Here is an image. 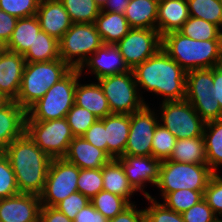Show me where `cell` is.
<instances>
[{"mask_svg": "<svg viewBox=\"0 0 222 222\" xmlns=\"http://www.w3.org/2000/svg\"><path fill=\"white\" fill-rule=\"evenodd\" d=\"M168 160L192 164H207L203 136L177 139Z\"/></svg>", "mask_w": 222, "mask_h": 222, "instance_id": "83f0119b", "label": "cell"}, {"mask_svg": "<svg viewBox=\"0 0 222 222\" xmlns=\"http://www.w3.org/2000/svg\"><path fill=\"white\" fill-rule=\"evenodd\" d=\"M41 31L37 16L18 18L12 37L5 45L6 49L24 55L33 45L36 35Z\"/></svg>", "mask_w": 222, "mask_h": 222, "instance_id": "484cf974", "label": "cell"}, {"mask_svg": "<svg viewBox=\"0 0 222 222\" xmlns=\"http://www.w3.org/2000/svg\"><path fill=\"white\" fill-rule=\"evenodd\" d=\"M39 222H73L61 211L53 206L41 205Z\"/></svg>", "mask_w": 222, "mask_h": 222, "instance_id": "f907efd6", "label": "cell"}, {"mask_svg": "<svg viewBox=\"0 0 222 222\" xmlns=\"http://www.w3.org/2000/svg\"><path fill=\"white\" fill-rule=\"evenodd\" d=\"M213 98H215L222 110V67H213V88H212Z\"/></svg>", "mask_w": 222, "mask_h": 222, "instance_id": "f5cc1de1", "label": "cell"}, {"mask_svg": "<svg viewBox=\"0 0 222 222\" xmlns=\"http://www.w3.org/2000/svg\"><path fill=\"white\" fill-rule=\"evenodd\" d=\"M130 0H107L101 11L116 12L124 14Z\"/></svg>", "mask_w": 222, "mask_h": 222, "instance_id": "db71d44e", "label": "cell"}, {"mask_svg": "<svg viewBox=\"0 0 222 222\" xmlns=\"http://www.w3.org/2000/svg\"><path fill=\"white\" fill-rule=\"evenodd\" d=\"M142 222H149V221H148L147 219L144 218Z\"/></svg>", "mask_w": 222, "mask_h": 222, "instance_id": "91938a15", "label": "cell"}, {"mask_svg": "<svg viewBox=\"0 0 222 222\" xmlns=\"http://www.w3.org/2000/svg\"><path fill=\"white\" fill-rule=\"evenodd\" d=\"M132 72L138 89L162 96V102L179 101L186 97L187 72L163 48Z\"/></svg>", "mask_w": 222, "mask_h": 222, "instance_id": "6da1fadb", "label": "cell"}, {"mask_svg": "<svg viewBox=\"0 0 222 222\" xmlns=\"http://www.w3.org/2000/svg\"><path fill=\"white\" fill-rule=\"evenodd\" d=\"M40 0H0V9L17 18L32 17L37 14Z\"/></svg>", "mask_w": 222, "mask_h": 222, "instance_id": "b9f144b4", "label": "cell"}, {"mask_svg": "<svg viewBox=\"0 0 222 222\" xmlns=\"http://www.w3.org/2000/svg\"><path fill=\"white\" fill-rule=\"evenodd\" d=\"M73 23H95L101 9L94 0H60Z\"/></svg>", "mask_w": 222, "mask_h": 222, "instance_id": "836d02e7", "label": "cell"}, {"mask_svg": "<svg viewBox=\"0 0 222 222\" xmlns=\"http://www.w3.org/2000/svg\"><path fill=\"white\" fill-rule=\"evenodd\" d=\"M5 99L0 95V104L3 103Z\"/></svg>", "mask_w": 222, "mask_h": 222, "instance_id": "680465c9", "label": "cell"}, {"mask_svg": "<svg viewBox=\"0 0 222 222\" xmlns=\"http://www.w3.org/2000/svg\"><path fill=\"white\" fill-rule=\"evenodd\" d=\"M25 132L51 159L64 158L68 152L70 142L75 137L66 118L48 121H26Z\"/></svg>", "mask_w": 222, "mask_h": 222, "instance_id": "9c48e42d", "label": "cell"}, {"mask_svg": "<svg viewBox=\"0 0 222 222\" xmlns=\"http://www.w3.org/2000/svg\"><path fill=\"white\" fill-rule=\"evenodd\" d=\"M115 46L133 70L162 48V36L157 29L132 28Z\"/></svg>", "mask_w": 222, "mask_h": 222, "instance_id": "7c38bea8", "label": "cell"}, {"mask_svg": "<svg viewBox=\"0 0 222 222\" xmlns=\"http://www.w3.org/2000/svg\"><path fill=\"white\" fill-rule=\"evenodd\" d=\"M186 100L194 107L195 111L205 123L222 119V110L219 102L215 98Z\"/></svg>", "mask_w": 222, "mask_h": 222, "instance_id": "7bdbcfd3", "label": "cell"}, {"mask_svg": "<svg viewBox=\"0 0 222 222\" xmlns=\"http://www.w3.org/2000/svg\"><path fill=\"white\" fill-rule=\"evenodd\" d=\"M64 158L80 169L102 168L111 160L103 150L93 146L82 136L73 138Z\"/></svg>", "mask_w": 222, "mask_h": 222, "instance_id": "44dd1931", "label": "cell"}, {"mask_svg": "<svg viewBox=\"0 0 222 222\" xmlns=\"http://www.w3.org/2000/svg\"><path fill=\"white\" fill-rule=\"evenodd\" d=\"M25 64L23 55L7 49L0 57V95L5 100L18 97Z\"/></svg>", "mask_w": 222, "mask_h": 222, "instance_id": "ac0fdd59", "label": "cell"}, {"mask_svg": "<svg viewBox=\"0 0 222 222\" xmlns=\"http://www.w3.org/2000/svg\"><path fill=\"white\" fill-rule=\"evenodd\" d=\"M213 68L193 69L186 73L185 99L213 98Z\"/></svg>", "mask_w": 222, "mask_h": 222, "instance_id": "4dcf8cb0", "label": "cell"}, {"mask_svg": "<svg viewBox=\"0 0 222 222\" xmlns=\"http://www.w3.org/2000/svg\"><path fill=\"white\" fill-rule=\"evenodd\" d=\"M145 218L144 209L137 210L132 203L108 222H142Z\"/></svg>", "mask_w": 222, "mask_h": 222, "instance_id": "681fc988", "label": "cell"}, {"mask_svg": "<svg viewBox=\"0 0 222 222\" xmlns=\"http://www.w3.org/2000/svg\"><path fill=\"white\" fill-rule=\"evenodd\" d=\"M148 105L130 114V130L124 155L152 156V138L160 121L159 115Z\"/></svg>", "mask_w": 222, "mask_h": 222, "instance_id": "4fadbf2b", "label": "cell"}, {"mask_svg": "<svg viewBox=\"0 0 222 222\" xmlns=\"http://www.w3.org/2000/svg\"><path fill=\"white\" fill-rule=\"evenodd\" d=\"M82 137L107 154L106 129L104 123L100 119L93 123Z\"/></svg>", "mask_w": 222, "mask_h": 222, "instance_id": "7dc6e473", "label": "cell"}, {"mask_svg": "<svg viewBox=\"0 0 222 222\" xmlns=\"http://www.w3.org/2000/svg\"><path fill=\"white\" fill-rule=\"evenodd\" d=\"M219 66L222 67V45H221V54H220Z\"/></svg>", "mask_w": 222, "mask_h": 222, "instance_id": "6f0895ef", "label": "cell"}, {"mask_svg": "<svg viewBox=\"0 0 222 222\" xmlns=\"http://www.w3.org/2000/svg\"><path fill=\"white\" fill-rule=\"evenodd\" d=\"M189 17L187 0H159L156 29L161 36L178 31Z\"/></svg>", "mask_w": 222, "mask_h": 222, "instance_id": "7402d4cb", "label": "cell"}, {"mask_svg": "<svg viewBox=\"0 0 222 222\" xmlns=\"http://www.w3.org/2000/svg\"><path fill=\"white\" fill-rule=\"evenodd\" d=\"M151 205L144 209L145 219L149 222H184L181 213L168 209L155 200L154 197H146Z\"/></svg>", "mask_w": 222, "mask_h": 222, "instance_id": "60d3db41", "label": "cell"}, {"mask_svg": "<svg viewBox=\"0 0 222 222\" xmlns=\"http://www.w3.org/2000/svg\"><path fill=\"white\" fill-rule=\"evenodd\" d=\"M77 190L90 200L103 190L102 168L80 169Z\"/></svg>", "mask_w": 222, "mask_h": 222, "instance_id": "f35d334b", "label": "cell"}, {"mask_svg": "<svg viewBox=\"0 0 222 222\" xmlns=\"http://www.w3.org/2000/svg\"><path fill=\"white\" fill-rule=\"evenodd\" d=\"M88 204H90V199L77 191L59 202L55 208L73 221L78 212Z\"/></svg>", "mask_w": 222, "mask_h": 222, "instance_id": "bcb514c9", "label": "cell"}, {"mask_svg": "<svg viewBox=\"0 0 222 222\" xmlns=\"http://www.w3.org/2000/svg\"><path fill=\"white\" fill-rule=\"evenodd\" d=\"M95 26L104 44H116L132 29L124 14L100 11Z\"/></svg>", "mask_w": 222, "mask_h": 222, "instance_id": "cb8c5ba5", "label": "cell"}, {"mask_svg": "<svg viewBox=\"0 0 222 222\" xmlns=\"http://www.w3.org/2000/svg\"><path fill=\"white\" fill-rule=\"evenodd\" d=\"M203 198L211 207L214 214L222 217V177L214 173L210 178L206 189L204 190ZM218 213V214H217Z\"/></svg>", "mask_w": 222, "mask_h": 222, "instance_id": "ee69618b", "label": "cell"}, {"mask_svg": "<svg viewBox=\"0 0 222 222\" xmlns=\"http://www.w3.org/2000/svg\"><path fill=\"white\" fill-rule=\"evenodd\" d=\"M222 40H193L179 31L162 36L163 50L186 72L219 66Z\"/></svg>", "mask_w": 222, "mask_h": 222, "instance_id": "3957f363", "label": "cell"}, {"mask_svg": "<svg viewBox=\"0 0 222 222\" xmlns=\"http://www.w3.org/2000/svg\"><path fill=\"white\" fill-rule=\"evenodd\" d=\"M97 82L103 90L112 114L130 115L146 105L132 70L100 78Z\"/></svg>", "mask_w": 222, "mask_h": 222, "instance_id": "ba28073f", "label": "cell"}, {"mask_svg": "<svg viewBox=\"0 0 222 222\" xmlns=\"http://www.w3.org/2000/svg\"><path fill=\"white\" fill-rule=\"evenodd\" d=\"M124 170V173L132 187L138 192H143V196L151 195L144 191L145 184L151 183L156 187L159 180V169L161 161L153 156H129L123 155L116 159Z\"/></svg>", "mask_w": 222, "mask_h": 222, "instance_id": "5bb4252c", "label": "cell"}, {"mask_svg": "<svg viewBox=\"0 0 222 222\" xmlns=\"http://www.w3.org/2000/svg\"><path fill=\"white\" fill-rule=\"evenodd\" d=\"M103 190L125 198L130 204L131 195L137 192L129 183L122 165L116 160L111 159L102 167Z\"/></svg>", "mask_w": 222, "mask_h": 222, "instance_id": "4316f807", "label": "cell"}, {"mask_svg": "<svg viewBox=\"0 0 222 222\" xmlns=\"http://www.w3.org/2000/svg\"><path fill=\"white\" fill-rule=\"evenodd\" d=\"M100 120L106 129L107 155L111 159L122 157L129 136L130 115L110 114Z\"/></svg>", "mask_w": 222, "mask_h": 222, "instance_id": "ffe728a7", "label": "cell"}, {"mask_svg": "<svg viewBox=\"0 0 222 222\" xmlns=\"http://www.w3.org/2000/svg\"><path fill=\"white\" fill-rule=\"evenodd\" d=\"M18 18L0 9V43L7 44L11 39Z\"/></svg>", "mask_w": 222, "mask_h": 222, "instance_id": "c3c4849f", "label": "cell"}, {"mask_svg": "<svg viewBox=\"0 0 222 222\" xmlns=\"http://www.w3.org/2000/svg\"><path fill=\"white\" fill-rule=\"evenodd\" d=\"M203 138L207 165L214 173H217L216 170L222 165V119L207 122Z\"/></svg>", "mask_w": 222, "mask_h": 222, "instance_id": "f1b7e54d", "label": "cell"}, {"mask_svg": "<svg viewBox=\"0 0 222 222\" xmlns=\"http://www.w3.org/2000/svg\"><path fill=\"white\" fill-rule=\"evenodd\" d=\"M65 118L75 137L82 136L99 119L96 115L75 103Z\"/></svg>", "mask_w": 222, "mask_h": 222, "instance_id": "74e56055", "label": "cell"}, {"mask_svg": "<svg viewBox=\"0 0 222 222\" xmlns=\"http://www.w3.org/2000/svg\"><path fill=\"white\" fill-rule=\"evenodd\" d=\"M161 103L160 124L177 139L203 136L206 123L186 99Z\"/></svg>", "mask_w": 222, "mask_h": 222, "instance_id": "30bf717a", "label": "cell"}, {"mask_svg": "<svg viewBox=\"0 0 222 222\" xmlns=\"http://www.w3.org/2000/svg\"><path fill=\"white\" fill-rule=\"evenodd\" d=\"M94 2L102 10L103 7L105 6L107 0H94Z\"/></svg>", "mask_w": 222, "mask_h": 222, "instance_id": "11a10c76", "label": "cell"}, {"mask_svg": "<svg viewBox=\"0 0 222 222\" xmlns=\"http://www.w3.org/2000/svg\"><path fill=\"white\" fill-rule=\"evenodd\" d=\"M159 0H130L124 16L131 28L156 29Z\"/></svg>", "mask_w": 222, "mask_h": 222, "instance_id": "d4e9b609", "label": "cell"}, {"mask_svg": "<svg viewBox=\"0 0 222 222\" xmlns=\"http://www.w3.org/2000/svg\"><path fill=\"white\" fill-rule=\"evenodd\" d=\"M40 196L29 193L0 199V222H39Z\"/></svg>", "mask_w": 222, "mask_h": 222, "instance_id": "9a60e30c", "label": "cell"}, {"mask_svg": "<svg viewBox=\"0 0 222 222\" xmlns=\"http://www.w3.org/2000/svg\"><path fill=\"white\" fill-rule=\"evenodd\" d=\"M178 31L193 40H222V30L217 25L192 16L185 21Z\"/></svg>", "mask_w": 222, "mask_h": 222, "instance_id": "1f68e13d", "label": "cell"}, {"mask_svg": "<svg viewBox=\"0 0 222 222\" xmlns=\"http://www.w3.org/2000/svg\"><path fill=\"white\" fill-rule=\"evenodd\" d=\"M214 172L207 164H192L171 160L161 161L159 180L156 184L164 197L181 189L201 191L204 194Z\"/></svg>", "mask_w": 222, "mask_h": 222, "instance_id": "8992f818", "label": "cell"}, {"mask_svg": "<svg viewBox=\"0 0 222 222\" xmlns=\"http://www.w3.org/2000/svg\"><path fill=\"white\" fill-rule=\"evenodd\" d=\"M36 16L41 30L58 41L73 24L60 0H40Z\"/></svg>", "mask_w": 222, "mask_h": 222, "instance_id": "d6986e66", "label": "cell"}, {"mask_svg": "<svg viewBox=\"0 0 222 222\" xmlns=\"http://www.w3.org/2000/svg\"><path fill=\"white\" fill-rule=\"evenodd\" d=\"M84 67L89 68L97 80L131 71L114 44H103L99 47L79 68L81 73L85 70Z\"/></svg>", "mask_w": 222, "mask_h": 222, "instance_id": "2e32d148", "label": "cell"}, {"mask_svg": "<svg viewBox=\"0 0 222 222\" xmlns=\"http://www.w3.org/2000/svg\"><path fill=\"white\" fill-rule=\"evenodd\" d=\"M71 69L61 58L47 62L26 63L15 102L27 111Z\"/></svg>", "mask_w": 222, "mask_h": 222, "instance_id": "277c9868", "label": "cell"}, {"mask_svg": "<svg viewBox=\"0 0 222 222\" xmlns=\"http://www.w3.org/2000/svg\"><path fill=\"white\" fill-rule=\"evenodd\" d=\"M103 44L94 23H73L59 40L60 58L71 68L79 69Z\"/></svg>", "mask_w": 222, "mask_h": 222, "instance_id": "52a82bcc", "label": "cell"}, {"mask_svg": "<svg viewBox=\"0 0 222 222\" xmlns=\"http://www.w3.org/2000/svg\"><path fill=\"white\" fill-rule=\"evenodd\" d=\"M15 173L7 156L0 153V199L19 194Z\"/></svg>", "mask_w": 222, "mask_h": 222, "instance_id": "ab89813d", "label": "cell"}, {"mask_svg": "<svg viewBox=\"0 0 222 222\" xmlns=\"http://www.w3.org/2000/svg\"><path fill=\"white\" fill-rule=\"evenodd\" d=\"M184 222H219L221 218L216 216L203 198L190 209L182 213Z\"/></svg>", "mask_w": 222, "mask_h": 222, "instance_id": "f6af8a7d", "label": "cell"}, {"mask_svg": "<svg viewBox=\"0 0 222 222\" xmlns=\"http://www.w3.org/2000/svg\"><path fill=\"white\" fill-rule=\"evenodd\" d=\"M80 168L65 158L51 160L43 192L39 195L41 205L55 207L66 197L77 192Z\"/></svg>", "mask_w": 222, "mask_h": 222, "instance_id": "8fae6325", "label": "cell"}, {"mask_svg": "<svg viewBox=\"0 0 222 222\" xmlns=\"http://www.w3.org/2000/svg\"><path fill=\"white\" fill-rule=\"evenodd\" d=\"M26 63L47 62L60 58L59 41L46 32L40 31L36 39L23 55Z\"/></svg>", "mask_w": 222, "mask_h": 222, "instance_id": "f546056e", "label": "cell"}, {"mask_svg": "<svg viewBox=\"0 0 222 222\" xmlns=\"http://www.w3.org/2000/svg\"><path fill=\"white\" fill-rule=\"evenodd\" d=\"M73 222H108V219L97 211L90 203L78 212Z\"/></svg>", "mask_w": 222, "mask_h": 222, "instance_id": "816d5d0a", "label": "cell"}, {"mask_svg": "<svg viewBox=\"0 0 222 222\" xmlns=\"http://www.w3.org/2000/svg\"><path fill=\"white\" fill-rule=\"evenodd\" d=\"M27 111L13 100L0 104V153L26 130Z\"/></svg>", "mask_w": 222, "mask_h": 222, "instance_id": "e0dca14e", "label": "cell"}, {"mask_svg": "<svg viewBox=\"0 0 222 222\" xmlns=\"http://www.w3.org/2000/svg\"><path fill=\"white\" fill-rule=\"evenodd\" d=\"M15 173L20 193L43 192L51 158L25 132L4 151Z\"/></svg>", "mask_w": 222, "mask_h": 222, "instance_id": "7a4b0ae2", "label": "cell"}, {"mask_svg": "<svg viewBox=\"0 0 222 222\" xmlns=\"http://www.w3.org/2000/svg\"><path fill=\"white\" fill-rule=\"evenodd\" d=\"M189 15L203 19L222 29L221 0H187Z\"/></svg>", "mask_w": 222, "mask_h": 222, "instance_id": "d6a6232c", "label": "cell"}, {"mask_svg": "<svg viewBox=\"0 0 222 222\" xmlns=\"http://www.w3.org/2000/svg\"><path fill=\"white\" fill-rule=\"evenodd\" d=\"M90 203L108 220L113 219L130 205L125 198L105 190H101L95 195Z\"/></svg>", "mask_w": 222, "mask_h": 222, "instance_id": "e575fe53", "label": "cell"}, {"mask_svg": "<svg viewBox=\"0 0 222 222\" xmlns=\"http://www.w3.org/2000/svg\"><path fill=\"white\" fill-rule=\"evenodd\" d=\"M79 81L75 88V104L87 109L99 119L112 114L100 84L95 82L83 85Z\"/></svg>", "mask_w": 222, "mask_h": 222, "instance_id": "603a6c76", "label": "cell"}, {"mask_svg": "<svg viewBox=\"0 0 222 222\" xmlns=\"http://www.w3.org/2000/svg\"><path fill=\"white\" fill-rule=\"evenodd\" d=\"M202 199L203 193L201 191L181 189L166 194L163 197L164 203L162 204L168 209L182 214Z\"/></svg>", "mask_w": 222, "mask_h": 222, "instance_id": "d590c367", "label": "cell"}, {"mask_svg": "<svg viewBox=\"0 0 222 222\" xmlns=\"http://www.w3.org/2000/svg\"><path fill=\"white\" fill-rule=\"evenodd\" d=\"M77 68H72L56 82L46 94L27 110L26 121H48L62 119L75 103V88L82 76Z\"/></svg>", "mask_w": 222, "mask_h": 222, "instance_id": "5b68a950", "label": "cell"}, {"mask_svg": "<svg viewBox=\"0 0 222 222\" xmlns=\"http://www.w3.org/2000/svg\"><path fill=\"white\" fill-rule=\"evenodd\" d=\"M176 141L177 138L159 123L152 138V156L160 161L168 160Z\"/></svg>", "mask_w": 222, "mask_h": 222, "instance_id": "8d00e7d4", "label": "cell"}, {"mask_svg": "<svg viewBox=\"0 0 222 222\" xmlns=\"http://www.w3.org/2000/svg\"><path fill=\"white\" fill-rule=\"evenodd\" d=\"M5 50H6L5 44H0V57L2 56Z\"/></svg>", "mask_w": 222, "mask_h": 222, "instance_id": "9f6ffc18", "label": "cell"}]
</instances>
